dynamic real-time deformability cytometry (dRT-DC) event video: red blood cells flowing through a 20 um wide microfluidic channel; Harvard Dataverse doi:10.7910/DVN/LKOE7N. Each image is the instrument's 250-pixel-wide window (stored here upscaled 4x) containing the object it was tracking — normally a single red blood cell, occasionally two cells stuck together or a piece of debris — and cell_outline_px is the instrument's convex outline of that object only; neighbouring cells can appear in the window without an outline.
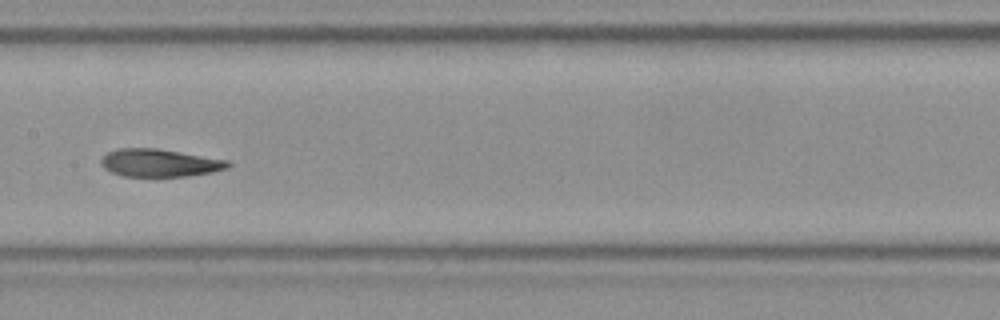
{"species": "Egyptian fruit bat (a non-hibernating species)", "species_latin": "Rousettus aegyptiacus", "temperature_condition": "room temperature", "stored_images_in_passage": 36, "camera_frame_rate_fps": 3000, "um_per_image_px": 0.085, "frame": {"image": 1, "passage_image": 11, "time_ms": 3.333, "image_size_px": [1000, 320], "cell_outline_px": [[232, 164], [228, 168], [212, 172], [184, 176], [124, 176], [112, 172], [104, 168], [100, 164], [100, 160], [108, 152], [116, 148], [156, 148], [228, 160]], "centroid_in_image_um": [13.56, 13.84], "position_along_channel_um": 193.8, "area_um2": 20.4}, "authors_computed_cell_mechanics": {"area_um2": 20.8947, "velocity_mm_per_s": 3.8637, "shape_relaxation_time_tau1_ms": 4.1776, "shape_relaxation_time_tau2_ms": 2.0681, "deformation_change_tau1": 0.164, "deformation_change_tau2": 0.097}}